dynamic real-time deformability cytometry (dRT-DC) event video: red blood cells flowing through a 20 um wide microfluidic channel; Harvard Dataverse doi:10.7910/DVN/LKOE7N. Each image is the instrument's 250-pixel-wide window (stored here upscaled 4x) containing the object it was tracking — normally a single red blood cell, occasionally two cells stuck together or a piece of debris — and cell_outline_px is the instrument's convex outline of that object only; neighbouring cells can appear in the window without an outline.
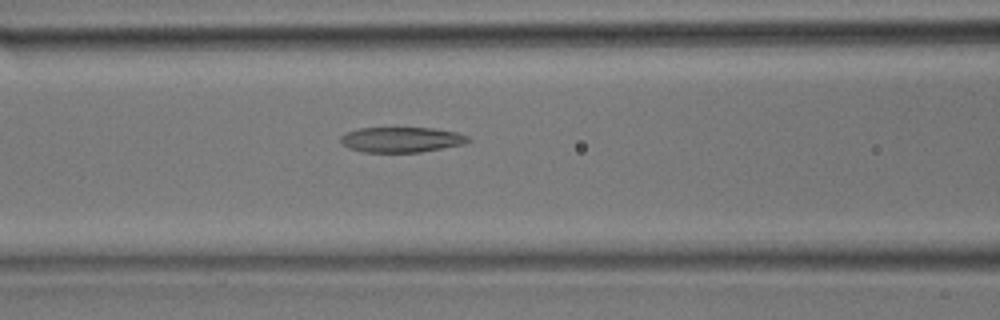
{"species": "common noctule bat (a hibernating species)", "species_latin": "Nyctalus noctula", "temperature_condition": "room temperature", "stored_images_in_passage": 24, "camera_frame_rate_fps": 3000, "um_per_image_px": 0.085, "animal": {"sex": "male", "body_mass_g": 17.9}, "frame": {"image": 1, "passage_image": 10, "time_ms": 3.0, "image_size_px": [1000, 320], "cell_outline_px": [[472, 140], [464, 144], [420, 152], [364, 152], [348, 148], [340, 140], [340, 136], [348, 132], [360, 128], [432, 128], [456, 132], [468, 136]], "centroid_in_image_um": [34.14, 11.87], "position_along_channel_um": 132.5, "area_um2": 18.67}}
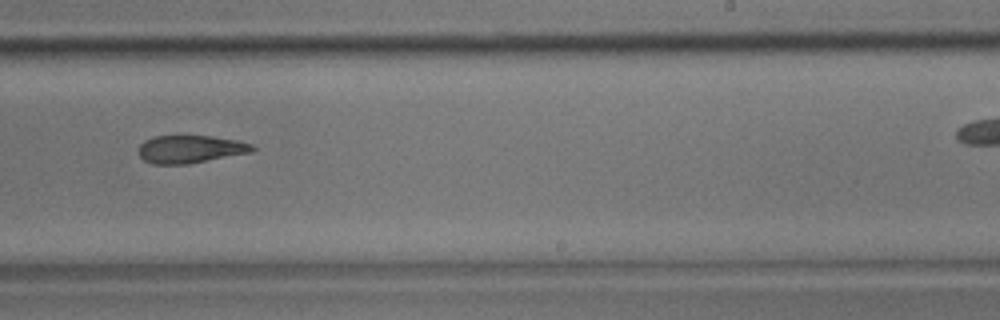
{"frame": {"image": 2, "passage_image": 17, "time_ms": 5.333, "image_size_px": [1000, 320], "cell_outline_px": [[256, 148], [252, 152], [188, 164], [152, 164], [144, 160], [140, 156], [140, 144], [144, 140], [156, 136], [212, 136], [236, 140], [252, 144]], "centroid_in_image_um": [16.19, 12.68], "position_along_channel_um": 272.8, "area_um2": 18.32}}
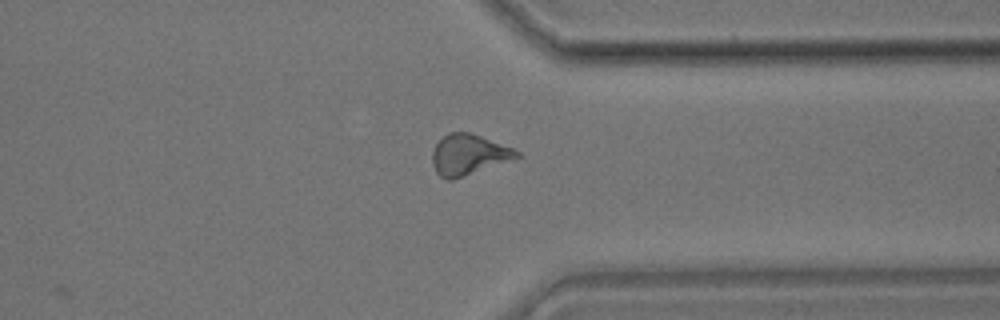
{"frame": {"image": 3, "passage_image": 22, "time_ms": 7.0, "image_size_px": [1000, 320], "cell_outline_px": [[520, 156], [452, 180], [444, 180], [436, 172], [432, 164], [432, 152], [436, 144], [448, 132], [468, 132], [480, 136], [512, 148], [520, 152]], "centroid_in_image_um": [39.77, 13.15], "position_along_channel_um": 371.6, "area_um2": 19.54}}